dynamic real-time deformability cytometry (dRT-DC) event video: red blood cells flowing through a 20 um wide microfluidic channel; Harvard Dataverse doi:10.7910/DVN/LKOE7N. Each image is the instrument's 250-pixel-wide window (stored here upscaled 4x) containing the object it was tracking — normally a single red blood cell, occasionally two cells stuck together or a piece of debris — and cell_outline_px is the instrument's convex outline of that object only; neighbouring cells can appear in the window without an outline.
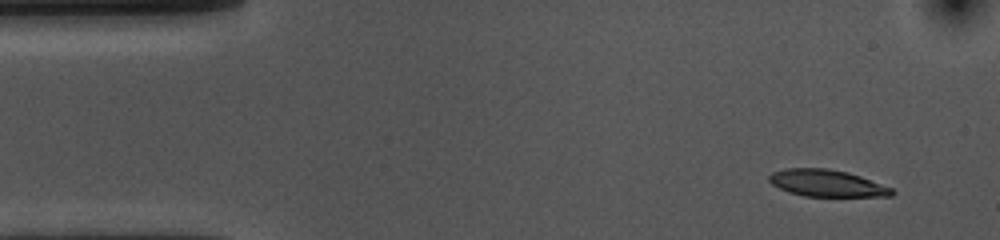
{"species": "common noctule bat (a hibernating species)", "species_latin": "Nyctalus noctula", "temperature_condition": "cold", "stored_images_in_passage": 51, "camera_frame_rate_fps": 3000, "um_per_image_px": 0.085, "animal": {"sex": "female", "body_mass_g": 10.0, "forearm_length_mm": 53.1}, "frame": {"image": 1, "passage_image": 1, "time_ms": 0.0, "image_size_px": [1000, 240], "cell_outline_px": [[896, 192], [892, 196], [804, 196], [788, 192], [772, 184], [768, 180], [768, 176], [772, 172], [784, 168], [828, 168], [848, 172], [860, 176], [892, 188]], "centroid_in_image_um": [70.26, 15.56], "position_along_channel_um": 14.7, "area_um2": 19.25}}
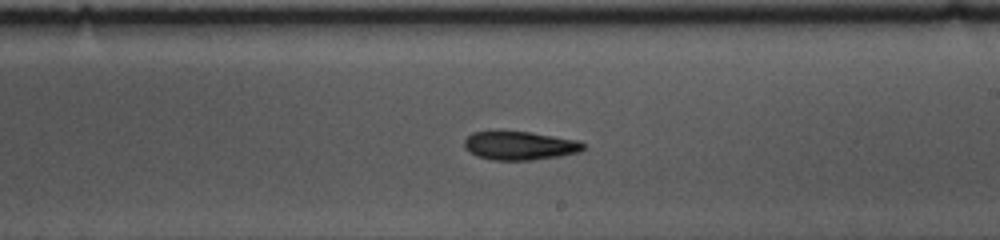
{"frame": {"image": 2, "passage_image": 27, "time_ms": 8.667, "image_size_px": [1000, 240], "cell_outline_px": [[588, 148], [580, 152], [560, 156], [532, 160], [492, 160], [476, 156], [468, 152], [464, 148], [464, 140], [472, 132], [528, 132], [576, 140], [584, 144]], "centroid_in_image_um": [44.17, 12.4], "position_along_channel_um": 244.8, "area_um2": 19.77}}
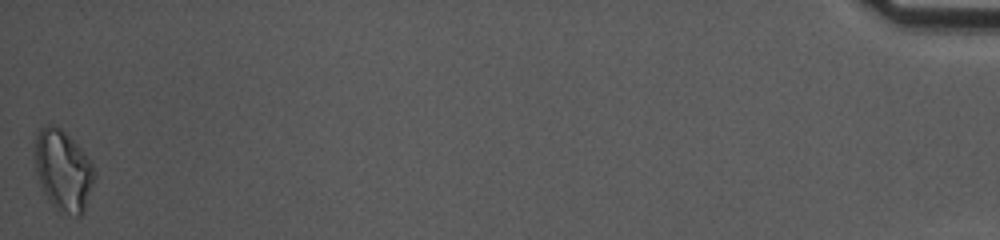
{"frame": {"image": 3, "passage_image": 51, "time_ms": 16.667, "image_size_px": [1000, 240], "cell_outline_px": [[96, 176], [84, 212], [80, 216], [76, 216], [64, 212], [56, 208], [48, 200], [40, 184], [36, 172], [36, 136], [40, 128], [48, 124], [52, 124], [60, 128], [88, 156], [96, 172]], "centroid_in_image_um": [5.4, 14.5], "position_along_channel_um": 429.8, "area_um2": 27.8}, "authors_computed_cell_mechanics": {"area_um2": 20.4612, "velocity_mm_per_s": 3.5975, "shape_relaxation_time_tau1_ms": 5.3813, "shape_relaxation_time_tau2_ms": 6.5451, "deformation_change_tau1": 0.1418, "deformation_change_tau2": 0.1492}}